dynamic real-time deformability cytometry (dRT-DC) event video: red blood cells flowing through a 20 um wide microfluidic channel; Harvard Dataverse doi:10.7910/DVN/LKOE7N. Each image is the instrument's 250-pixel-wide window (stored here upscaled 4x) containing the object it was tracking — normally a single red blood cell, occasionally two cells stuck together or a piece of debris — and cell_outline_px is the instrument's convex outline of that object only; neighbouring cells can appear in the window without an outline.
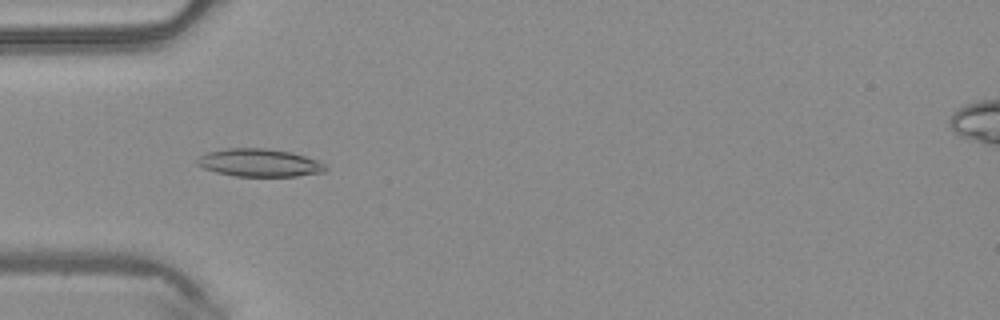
{"species": "common noctule bat (a hibernating species)", "species_latin": "Nyctalus noctula", "temperature_condition": "warm", "stored_images_in_passage": 49, "camera_frame_rate_fps": 3000, "um_per_image_px": 0.085, "animal": {"sex": "male", "body_mass_g": 20.4}, "frame": {"image": 1, "passage_image": 16, "time_ms": 5.0, "image_size_px": [1000, 320], "cell_outline_px": [[328, 168], [324, 172], [296, 176], [236, 176], [216, 172], [204, 168], [196, 164], [196, 160], [200, 156], [208, 152], [228, 148], [264, 148], [292, 152], [316, 160], [324, 164]], "centroid_in_image_um": [22.04, 13.83], "position_along_channel_um": 63.0, "area_um2": 20.69}}
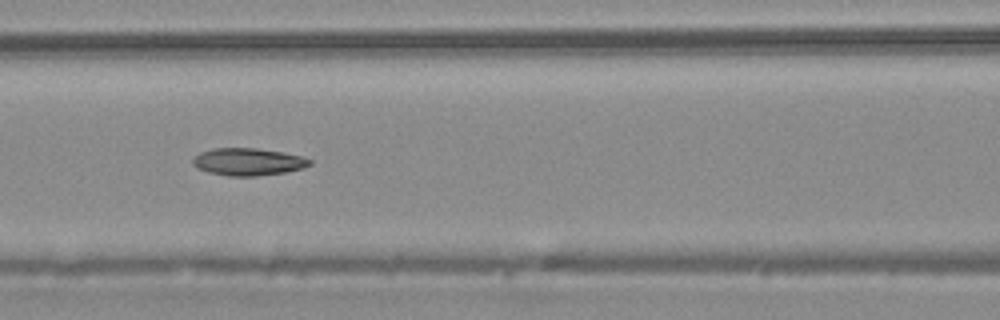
{"frame": {"image": 2, "passage_image": 22, "time_ms": 7.0, "image_size_px": [1000, 320], "cell_outline_px": [[312, 164], [304, 168], [284, 172], [256, 176], [228, 176], [208, 172], [196, 168], [192, 164], [192, 160], [200, 152], [212, 148], [256, 148], [284, 152], [300, 156], [312, 160]], "centroid_in_image_um": [21.08, 13.75], "position_along_channel_um": 145.5, "area_um2": 18.73}}
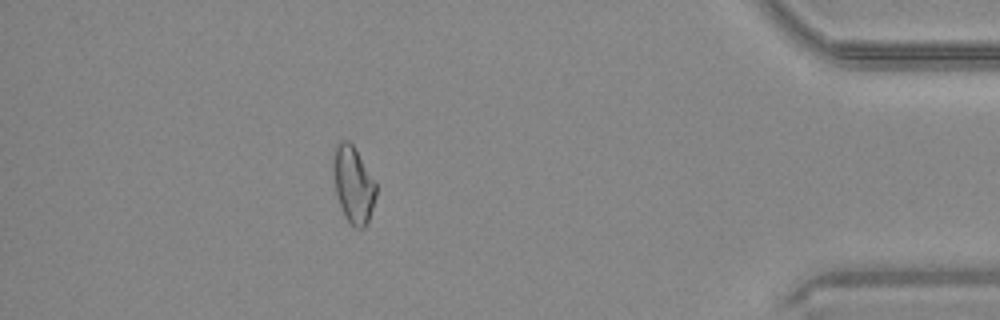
{"frame": {"image": 3, "passage_image": 44, "time_ms": 14.333, "image_size_px": [1000, 320], "cell_outline_px": [[376, 196], [368, 220], [364, 228], [356, 228], [344, 216], [336, 192], [332, 168], [332, 148], [340, 140], [348, 140], [352, 144], [376, 184]], "centroid_in_image_um": [29.99, 15.64], "position_along_channel_um": 405.2, "area_um2": 18.96}, "authors_computed_cell_mechanics": {"area_um2": 18.9584, "velocity_mm_per_s": 4.1719, "shape_relaxation_time_tau1_ms": null, "shape_relaxation_time_tau2_ms": 10.8934, "deformation_change_tau1": null, "deformation_change_tau2": 0.2128}}